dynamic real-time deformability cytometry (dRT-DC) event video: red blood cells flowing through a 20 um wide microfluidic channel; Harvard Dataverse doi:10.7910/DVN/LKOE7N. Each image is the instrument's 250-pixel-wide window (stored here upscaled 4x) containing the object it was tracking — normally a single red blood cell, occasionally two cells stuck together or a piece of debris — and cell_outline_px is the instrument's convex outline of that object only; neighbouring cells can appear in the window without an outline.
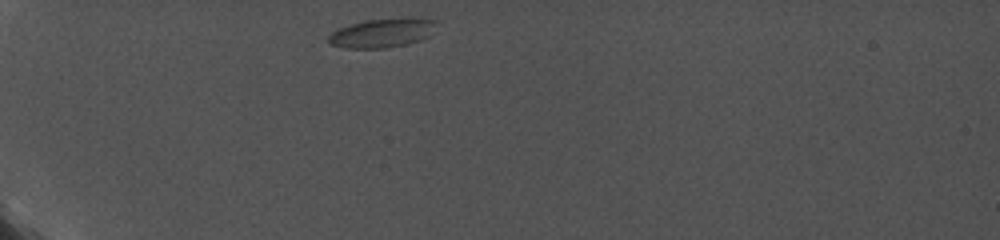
{"species": "common noctule bat (a hibernating species)", "species_latin": "Nyctalus noctula", "temperature_condition": "cold", "stored_images_in_passage": 51, "camera_frame_rate_fps": 5000, "um_per_image_px": 0.085, "animal": {"sex": "female", "body_mass_g": 19.0, "forearm_length_mm": 56.7}, "frame": {"image": 1, "passage_image": 1, "time_ms": 0.0, "image_size_px": [1000, 240], "cell_outline_px": [[436, 20], [428, 36], [420, 40], [408, 44], [384, 48], [344, 48], [332, 44], [328, 40], [328, 36], [332, 32], [348, 24], [368, 20]], "centroid_in_image_um": [32.37, 2.85], "position_along_channel_um": 52.6, "area_um2": 17.28}}
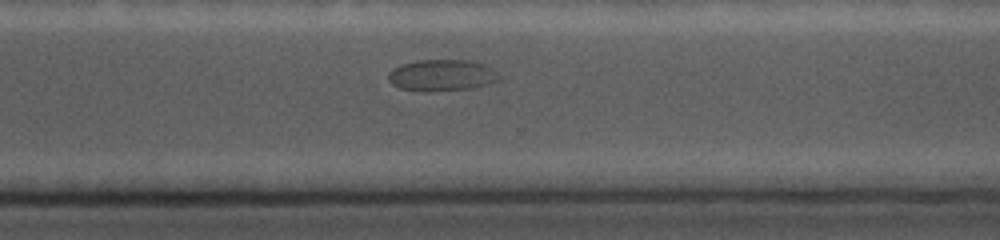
{"frame": {"image": 2, "passage_image": 39, "time_ms": 9.2, "image_size_px": [1000, 240], "cell_outline_px": [[500, 80], [476, 88], [428, 92], [400, 88], [392, 84], [388, 80], [388, 72], [392, 68], [400, 64], [420, 60], [468, 60], [488, 64], [500, 76]], "centroid_in_image_um": [37.57, 6.4], "position_along_channel_um": 333.0, "area_um2": 20.69}}
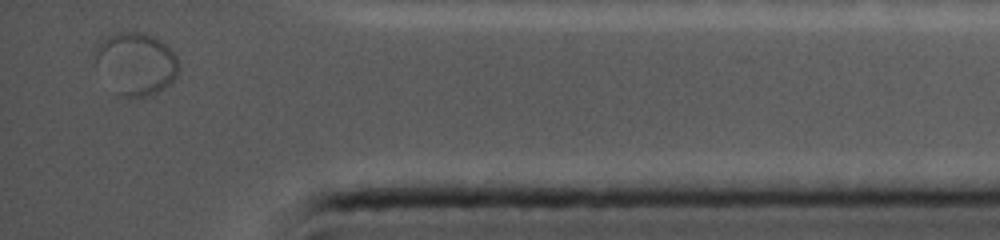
{"frame": {"image": 3, "passage_image": 49, "time_ms": 12.0, "image_size_px": [1000, 240], "cell_outline_px": [[180, 68], [172, 84], [156, 92], [144, 96], [120, 96], [96, 64], [92, 52], [104, 36], [116, 32], [144, 32], [156, 36], [176, 56], [180, 64]], "centroid_in_image_um": [11.56, 5.36], "position_along_channel_um": 423.6, "area_um2": 30.35}}